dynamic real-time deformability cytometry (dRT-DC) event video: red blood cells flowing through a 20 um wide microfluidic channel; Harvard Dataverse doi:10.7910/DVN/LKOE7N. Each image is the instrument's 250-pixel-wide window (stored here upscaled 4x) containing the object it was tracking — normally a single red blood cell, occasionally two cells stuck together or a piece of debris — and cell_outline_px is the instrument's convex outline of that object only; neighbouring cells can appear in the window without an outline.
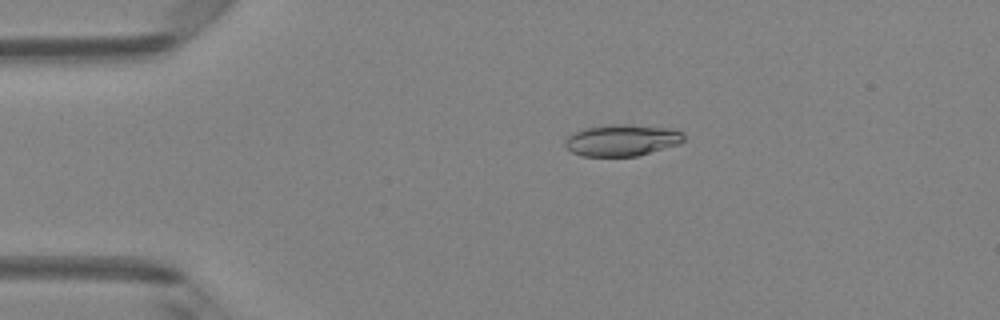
{"species": "Egyptian fruit bat (a non-hibernating species)", "species_latin": "Rousettus aegyptiacus", "temperature_condition": "room temperature", "stored_images_in_passage": 49, "camera_frame_rate_fps": 3000, "um_per_image_px": 0.085, "animal": {"sex": "female"}, "frame": {"image": 1, "passage_image": 10, "time_ms": 3.0, "image_size_px": [1000, 320], "cell_outline_px": [[684, 140], [680, 144], [636, 156], [584, 156], [572, 152], [564, 144], [564, 140], [568, 136], [584, 128], [612, 124], [624, 124], [668, 128], [684, 132]], "centroid_in_image_um": [52.88, 11.92], "position_along_channel_um": 32.1, "area_um2": 21.73}}
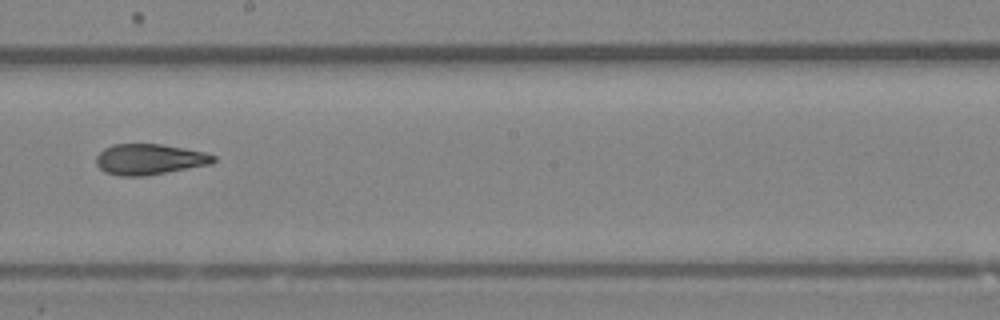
{"frame": {"image": 2, "passage_image": 28, "time_ms": 9.0, "image_size_px": [1000, 320], "cell_outline_px": [[216, 160], [212, 164], [144, 176], [120, 176], [104, 172], [96, 164], [96, 156], [104, 148], [112, 144], [160, 144], [184, 148], [204, 152], [216, 156]], "centroid_in_image_um": [12.69, 13.54], "position_along_channel_um": 235.5, "area_um2": 21.04}}
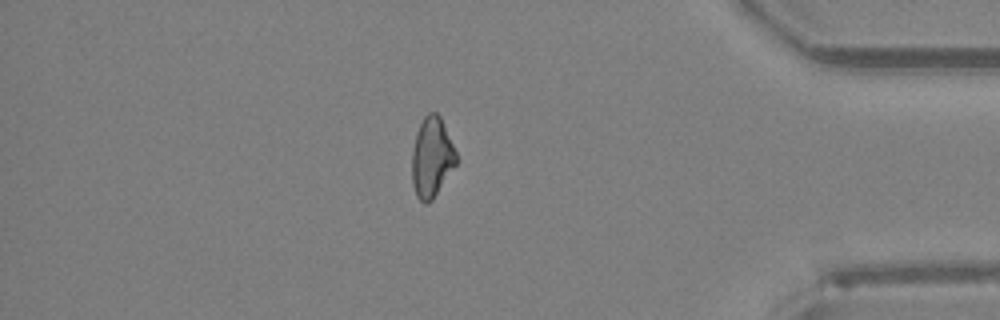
{"frame": {"image": 3, "passage_image": 42, "time_ms": 13.667, "image_size_px": [1000, 320], "cell_outline_px": [[460, 160], [432, 200], [428, 204], [424, 204], [416, 196], [412, 184], [412, 152], [416, 132], [424, 116], [428, 112], [436, 112], [440, 116]], "centroid_in_image_um": [36.71, 13.39], "position_along_channel_um": 398.5, "area_um2": 20.92}, "authors_computed_cell_mechanics": {"area_um2": 21.675, "velocity_mm_per_s": 4.1969, "shape_relaxation_time_tau1_ms": null, "shape_relaxation_time_tau2_ms": 3.2816, "deformation_change_tau1": null, "deformation_change_tau2": 0.1054}}